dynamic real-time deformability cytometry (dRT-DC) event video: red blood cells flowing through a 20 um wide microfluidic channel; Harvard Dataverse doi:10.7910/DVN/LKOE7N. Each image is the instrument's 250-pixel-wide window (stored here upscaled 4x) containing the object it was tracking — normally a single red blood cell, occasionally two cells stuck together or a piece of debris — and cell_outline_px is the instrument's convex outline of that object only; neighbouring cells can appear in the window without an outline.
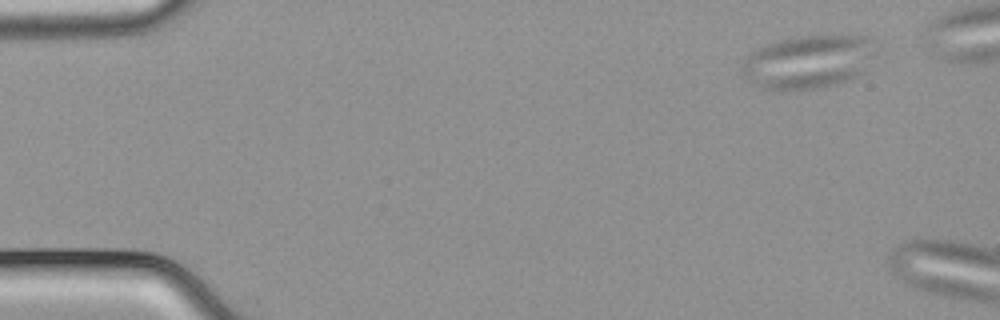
{"species": "common noctule bat (a hibernating species)", "species_latin": "Nyctalus noctula", "temperature_condition": "cold", "stored_images_in_passage": 5, "camera_frame_rate_fps": 3000, "um_per_image_px": 0.085, "animal": {"sex": "male", "body_mass_g": 21.5, "forearm_length_mm": 52.0}, "frame": {"image": 1, "passage_image": 2, "time_ms": 0.333, "image_size_px": [1000, 320], "cell_outline_px": [[884, 40], [880, 52], [864, 72], [844, 80], [832, 84], [812, 88], [764, 88], [740, 72], [740, 68], [744, 60], [756, 48], [768, 44], [800, 36], [872, 36]], "centroid_in_image_um": [68.91, 5.18], "position_along_channel_um": 16.1, "area_um2": 41.62}}